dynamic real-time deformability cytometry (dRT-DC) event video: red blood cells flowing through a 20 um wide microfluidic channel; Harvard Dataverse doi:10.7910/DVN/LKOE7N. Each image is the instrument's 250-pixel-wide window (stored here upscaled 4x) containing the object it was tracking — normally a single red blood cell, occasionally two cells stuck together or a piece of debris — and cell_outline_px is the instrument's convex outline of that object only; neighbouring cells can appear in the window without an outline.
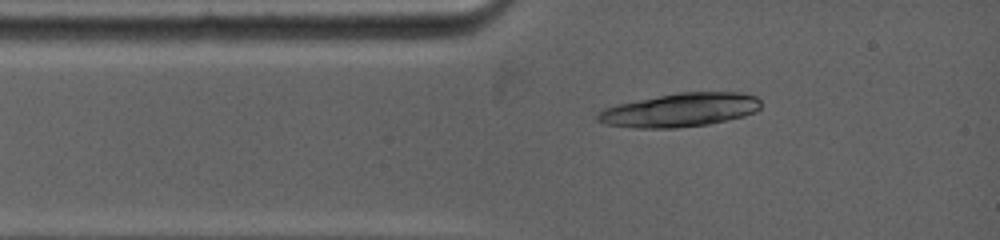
{"species": "common noctule bat (a hibernating species)", "species_latin": "Nyctalus noctula", "temperature_condition": "warm", "stored_images_in_passage": 2, "camera_frame_rate_fps": 5000, "um_per_image_px": 0.085, "animal": {"sex": "female", "body_mass_g": 19.0, "forearm_length_mm": 53.3}, "frame": {"image": 1, "passage_image": 2, "time_ms": 0.2, "image_size_px": [1000, 240], "cell_outline_px": [[760, 108], [756, 112], [744, 116], [728, 120], [708, 124], [676, 128], [632, 128], [604, 124], [596, 120], [596, 116], [604, 108], [616, 104], [680, 92], [740, 92], [756, 96], [760, 100]], "centroid_in_image_um": [57.81, 9.36], "position_along_channel_um": 27.2, "area_um2": 32.14}}